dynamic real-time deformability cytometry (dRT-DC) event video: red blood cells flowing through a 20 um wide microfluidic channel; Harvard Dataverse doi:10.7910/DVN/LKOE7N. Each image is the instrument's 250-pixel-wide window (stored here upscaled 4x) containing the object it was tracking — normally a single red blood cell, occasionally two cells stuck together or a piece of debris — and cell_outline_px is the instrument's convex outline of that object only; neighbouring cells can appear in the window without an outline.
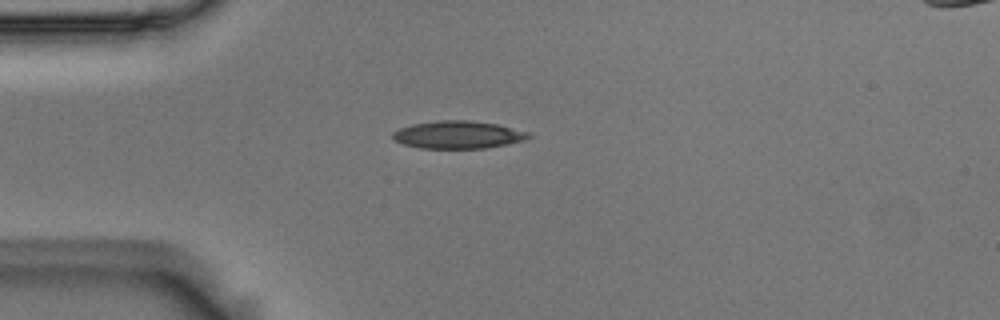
{"species": "Egyptian fruit bat (a non-hibernating species)", "species_latin": "Rousettus aegyptiacus", "temperature_condition": "room temperature", "stored_images_in_passage": 1, "camera_frame_rate_fps": 3000, "um_per_image_px": 0.085, "animal": {"sex": "male"}, "frame": {"image": 1, "passage_image": 1, "time_ms": 0.0, "image_size_px": [1000, 320], "cell_outline_px": [[532, 136], [524, 140], [508, 144], [484, 148], [420, 148], [404, 144], [392, 140], [392, 132], [400, 128], [412, 124], [440, 120], [468, 120], [496, 124], [532, 132]], "centroid_in_image_um": [38.95, 11.45], "position_along_channel_um": 46.1, "area_um2": 21.96}}